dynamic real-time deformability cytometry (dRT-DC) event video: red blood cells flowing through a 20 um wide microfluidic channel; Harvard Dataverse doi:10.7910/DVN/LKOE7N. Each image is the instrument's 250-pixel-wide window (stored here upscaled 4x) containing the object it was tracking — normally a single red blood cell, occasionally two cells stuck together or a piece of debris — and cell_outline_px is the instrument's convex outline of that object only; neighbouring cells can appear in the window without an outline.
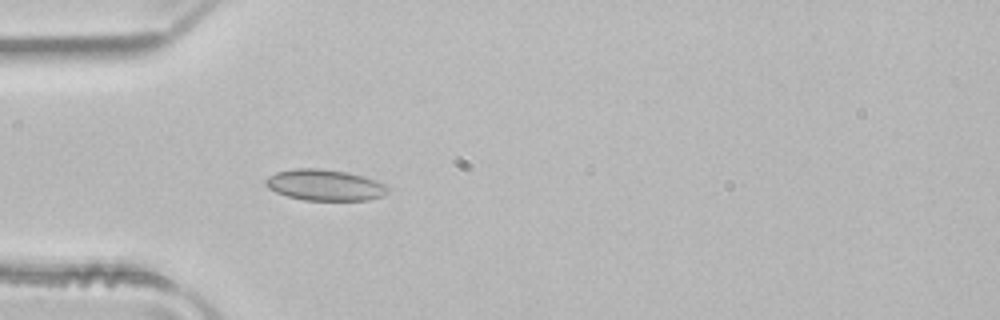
{"species": "common noctule bat (a hibernating species)", "species_latin": "Nyctalus noctula", "temperature_condition": "room temperature", "stored_images_in_passage": 37, "camera_frame_rate_fps": 3000, "um_per_image_px": 0.085, "animal": {"sex": "male", "body_mass_g": 21.5, "forearm_length_mm": 52.0}, "frame": {"image": 1, "passage_image": 1, "time_ms": 0.0, "image_size_px": [1000, 320], "cell_outline_px": [[388, 192], [380, 196], [368, 200], [304, 200], [288, 196], [276, 192], [268, 188], [264, 184], [264, 180], [268, 176], [276, 172], [296, 168], [316, 168], [348, 172], [364, 176], [388, 184]], "centroid_in_image_um": [27.61, 15.72], "position_along_channel_um": 57.4, "area_um2": 22.25}}
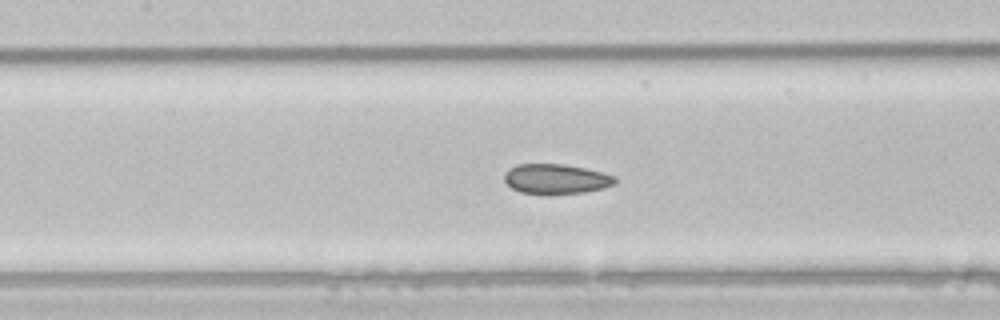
{"frame": {"image": 2, "passage_image": 9, "time_ms": 2.667, "image_size_px": [1000, 320], "cell_outline_px": [[616, 184], [604, 188], [584, 192], [520, 192], [512, 188], [504, 180], [504, 176], [516, 164], [564, 164], [584, 168], [616, 176]], "centroid_in_image_um": [47.31, 15.18], "position_along_channel_um": 160.1, "area_um2": 18.61}}
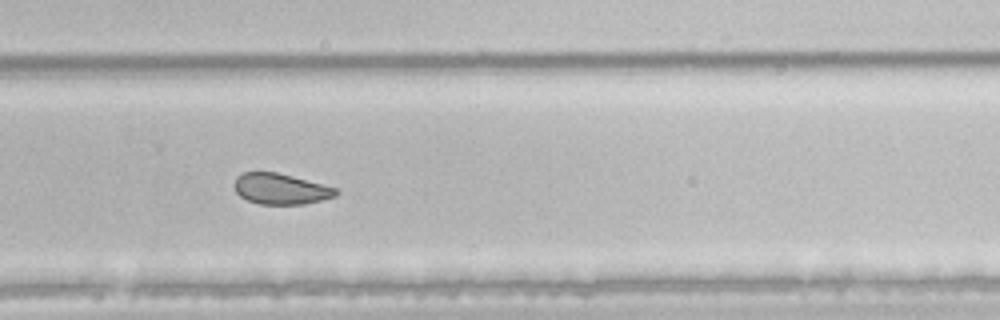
{"frame": {"image": 3, "passage_image": 20, "time_ms": 6.333, "image_size_px": [1000, 320], "cell_outline_px": [[340, 192], [336, 196], [304, 204], [260, 204], [248, 200], [240, 196], [236, 192], [232, 184], [236, 176], [244, 172], [276, 172], [292, 176], [336, 188]], "centroid_in_image_um": [23.82, 16.05], "position_along_channel_um": 306.0, "area_um2": 18.21}, "authors_computed_cell_mechanics": {"area_um2": 19.8832, "velocity_mm_per_s": 4.0046, "shape_relaxation_time_tau1_ms": null, "shape_relaxation_time_tau2_ms": 1.9088, "deformation_change_tau1": null, "deformation_change_tau2": 0.0599}}